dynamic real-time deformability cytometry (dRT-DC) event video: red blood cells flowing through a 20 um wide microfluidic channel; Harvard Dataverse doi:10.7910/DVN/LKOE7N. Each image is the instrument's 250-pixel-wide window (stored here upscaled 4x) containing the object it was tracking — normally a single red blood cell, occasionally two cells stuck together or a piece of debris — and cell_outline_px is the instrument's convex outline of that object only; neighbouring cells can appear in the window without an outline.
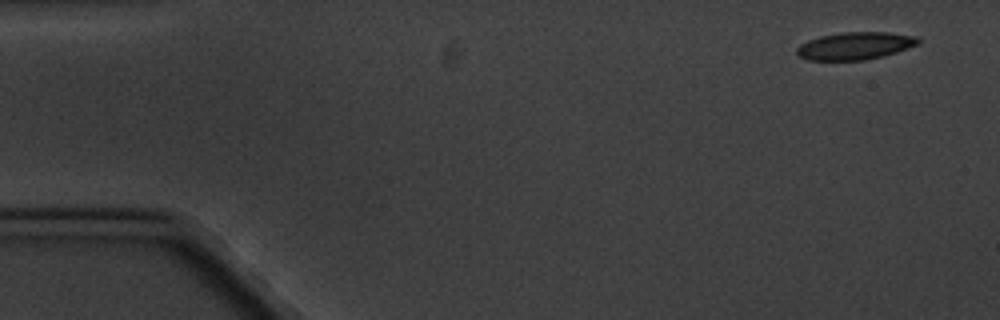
{"species": "common noctule bat (a hibernating species)", "species_latin": "Nyctalus noctula", "temperature_condition": "cold", "stored_images_in_passage": 8, "camera_frame_rate_fps": 3000, "um_per_image_px": 0.085, "animal": {"sex": "male", "body_mass_g": 20.1, "forearm_length_mm": 53.5}, "frame": {"image": 1, "passage_image": 1, "time_ms": 0.0, "image_size_px": [1000, 320], "cell_outline_px": [[920, 44], [884, 56], [864, 60], [808, 60], [800, 56], [796, 52], [796, 48], [800, 44], [808, 40], [820, 36], [844, 32], [888, 32], [916, 36], [920, 40]], "centroid_in_image_um": [72.7, 3.89], "position_along_channel_um": 12.3, "area_um2": 19.48}}
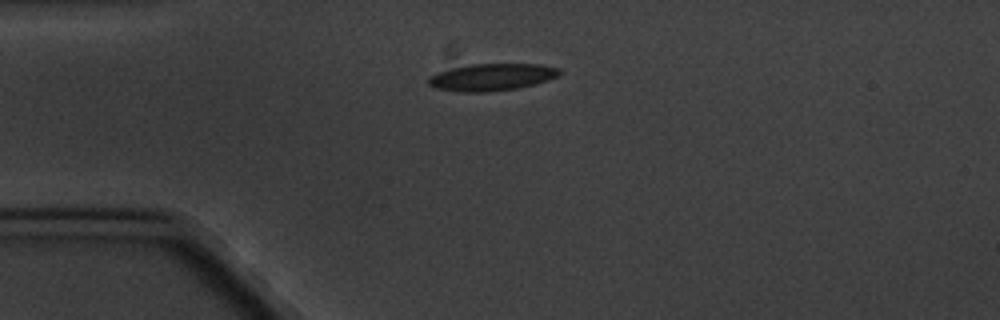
{"frame": {"image": 2, "passage_image": 4, "time_ms": 3.667, "image_size_px": [1000, 320], "cell_outline_px": [[560, 76], [548, 80], [516, 88], [488, 92], [460, 92], [436, 88], [428, 84], [428, 76], [452, 68], [468, 64], [540, 64], [560, 68]], "centroid_in_image_um": [41.8, 6.55], "position_along_channel_um": 43.2, "area_um2": 20.63}}